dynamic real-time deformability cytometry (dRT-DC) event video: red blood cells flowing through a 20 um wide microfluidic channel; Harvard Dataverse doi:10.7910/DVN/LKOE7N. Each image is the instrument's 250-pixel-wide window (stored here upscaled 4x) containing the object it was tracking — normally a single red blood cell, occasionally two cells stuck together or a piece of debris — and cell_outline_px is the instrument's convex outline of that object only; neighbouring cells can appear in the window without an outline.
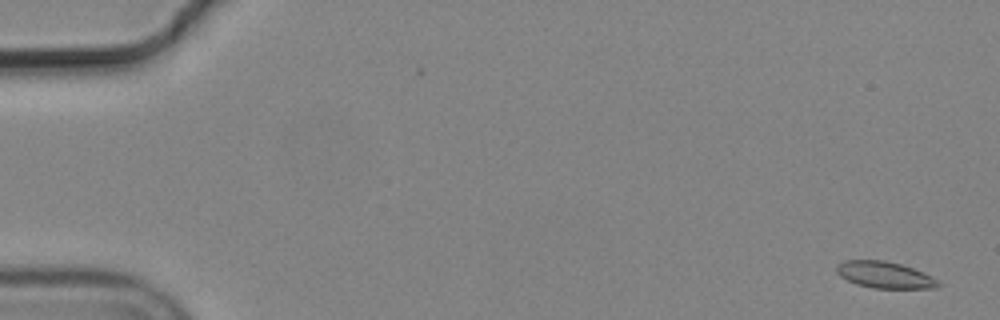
{"species": "common noctule bat (a hibernating species)", "species_latin": "Nyctalus noctula", "temperature_condition": "cold", "stored_images_in_passage": 10, "camera_frame_rate_fps": 3000, "um_per_image_px": 0.085, "animal": {"sex": "male", "body_mass_g": 19.2, "forearm_length_mm": 51.8}, "frame": {"image": 1, "passage_image": 3, "time_ms": 0.667, "image_size_px": [1000, 320], "cell_outline_px": [[940, 288], [872, 288], [856, 284], [840, 276], [836, 272], [836, 264], [844, 260], [884, 260], [900, 264], [912, 268], [936, 280], [940, 284]], "centroid_in_image_um": [75.13, 23.36], "position_along_channel_um": 9.9, "area_um2": 15.55}}